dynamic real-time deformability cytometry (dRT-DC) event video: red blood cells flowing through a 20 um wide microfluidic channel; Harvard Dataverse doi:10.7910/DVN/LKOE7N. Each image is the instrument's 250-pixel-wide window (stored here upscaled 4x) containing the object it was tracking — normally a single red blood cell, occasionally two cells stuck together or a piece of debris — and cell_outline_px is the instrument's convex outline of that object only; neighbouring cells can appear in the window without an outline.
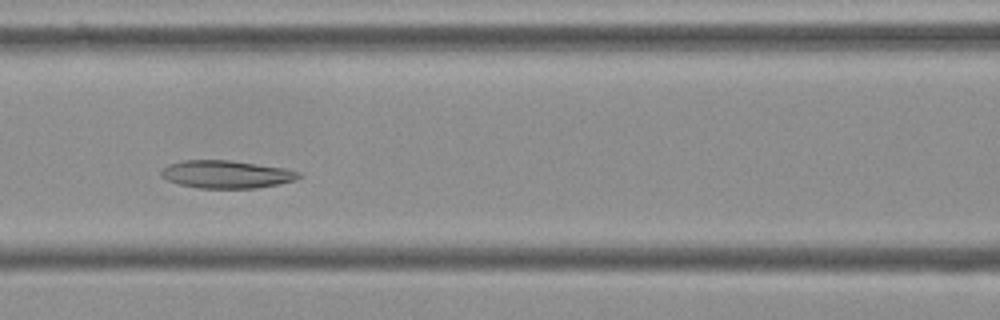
{"species": "Egyptian fruit bat (a non-hibernating species)", "species_latin": "Rousettus aegyptiacus", "temperature_condition": "cold", "stored_images_in_passage": 7, "camera_frame_rate_fps": 3000, "um_per_image_px": 0.085, "frame": {"image": 1, "passage_image": 4, "time_ms": 1.0, "image_size_px": [1000, 320], "cell_outline_px": [[304, 176], [296, 180], [280, 184], [256, 188], [196, 188], [180, 184], [168, 180], [160, 176], [160, 172], [168, 164], [184, 160], [228, 160], [284, 168], [300, 172]], "centroid_in_image_um": [19.27, 14.82], "position_along_channel_um": 147.3, "area_um2": 22.31}}
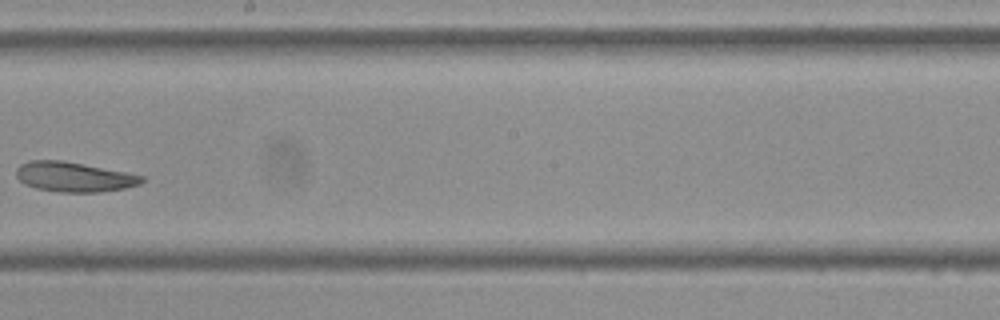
{"frame": {"image": 2, "passage_image": 6, "time_ms": 1.667, "image_size_px": [1000, 320], "cell_outline_px": [[144, 180], [140, 184], [124, 188], [100, 192], [60, 192], [36, 188], [24, 184], [16, 176], [16, 168], [20, 164], [28, 160], [60, 160], [124, 172], [144, 176]], "centroid_in_image_um": [6.24, 15.04], "position_along_channel_um": 242.0, "area_um2": 21.62}}
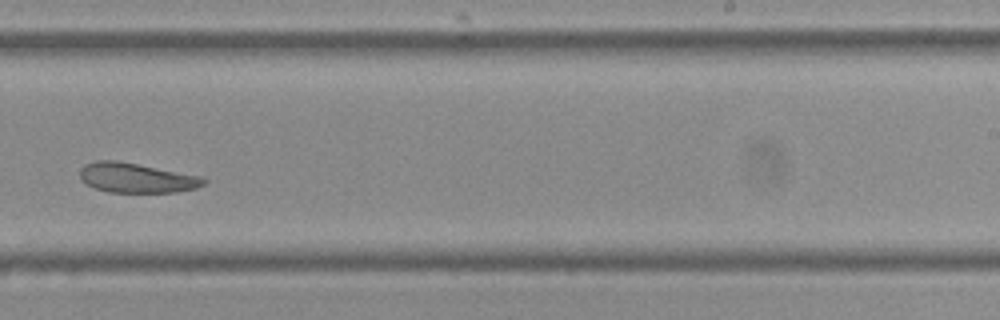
{"frame": {"image": 3, "passage_image": 7, "time_ms": 2.0, "image_size_px": [1000, 320], "cell_outline_px": [[208, 180], [204, 184], [196, 188], [176, 192], [108, 192], [96, 188], [88, 184], [80, 176], [80, 168], [84, 164], [96, 160], [116, 160], [204, 176]], "centroid_in_image_um": [11.64, 15.11], "position_along_channel_um": 277.4, "area_um2": 21.5}}